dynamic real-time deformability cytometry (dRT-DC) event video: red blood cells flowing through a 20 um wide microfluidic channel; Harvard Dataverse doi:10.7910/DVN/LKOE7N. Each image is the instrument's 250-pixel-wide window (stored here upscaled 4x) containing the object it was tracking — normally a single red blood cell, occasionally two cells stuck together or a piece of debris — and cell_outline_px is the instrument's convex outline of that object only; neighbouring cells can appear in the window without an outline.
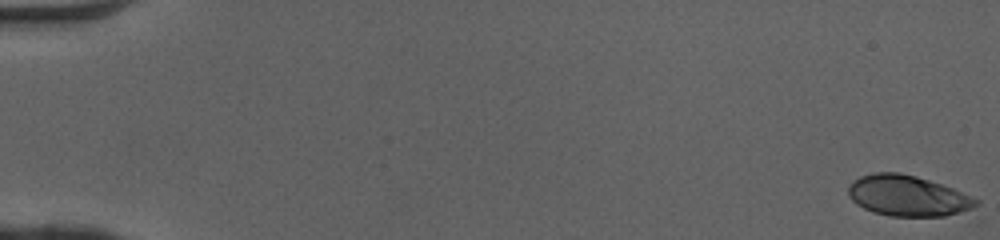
{"species": "human", "species_latin": "Homo sapiens", "temperature_condition": "cold", "stored_images_in_passage": 51, "camera_frame_rate_fps": 3000, "um_per_image_px": 0.085, "donor": {"sex": "female"}, "frame": {"image": 1, "passage_image": 1, "time_ms": 0.0, "image_size_px": [1000, 240], "cell_outline_px": [[980, 204], [972, 208], [944, 216], [888, 216], [872, 212], [856, 204], [848, 196], [848, 188], [852, 180], [860, 176], [876, 172], [900, 172], [916, 176], [952, 188], [980, 200]], "centroid_in_image_um": [77.11, 16.64], "position_along_channel_um": 7.9, "area_um2": 30.29}}
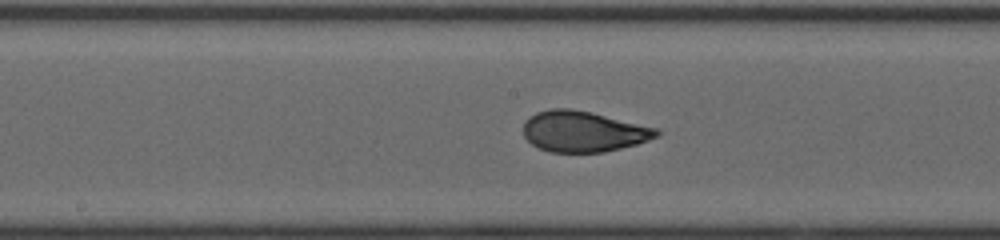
{"frame": {"image": 2, "passage_image": 28, "time_ms": 9.0, "image_size_px": [1000, 240], "cell_outline_px": [[660, 136], [636, 144], [604, 152], [548, 152], [532, 144], [524, 136], [524, 120], [528, 116], [536, 112], [552, 108], [568, 108], [588, 112], [660, 128]], "centroid_in_image_um": [49.58, 11.17], "position_along_channel_um": 198.6, "area_um2": 31.67}}
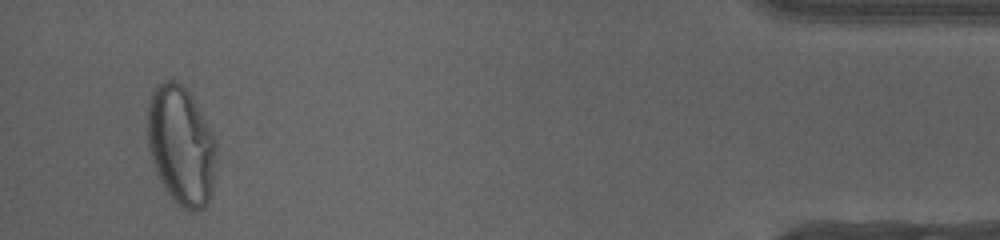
{"frame": {"image": 3, "passage_image": 49, "time_ms": 16.0, "image_size_px": [1000, 240], "cell_outline_px": [[216, 144], [212, 192], [204, 208], [188, 212], [172, 200], [164, 188], [156, 172], [148, 148], [148, 100], [156, 84], [172, 76], [188, 92], [212, 136]], "centroid_in_image_um": [15.35, 12.38], "position_along_channel_um": 419.9, "area_um2": 47.28}, "authors_computed_cell_mechanics": {"area_um2": 31.3854, "velocity_mm_per_s": 4.1098, "shape_relaxation_time_tau1_ms": 9.3688, "shape_relaxation_time_tau2_ms": null, "deformation_change_tau1": 0.2944, "deformation_change_tau2": null}}